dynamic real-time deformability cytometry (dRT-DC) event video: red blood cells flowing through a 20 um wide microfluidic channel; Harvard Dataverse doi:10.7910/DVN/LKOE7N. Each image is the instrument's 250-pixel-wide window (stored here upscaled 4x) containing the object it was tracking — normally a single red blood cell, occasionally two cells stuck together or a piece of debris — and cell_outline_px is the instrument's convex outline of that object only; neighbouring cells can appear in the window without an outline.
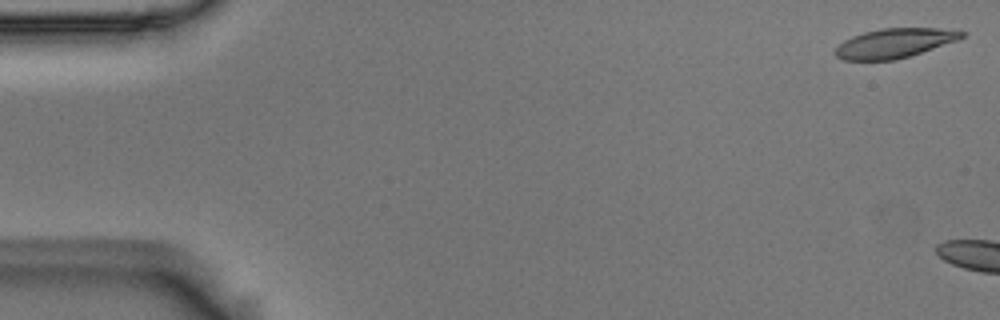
{"species": "Egyptian fruit bat (a non-hibernating species)", "species_latin": "Rousettus aegyptiacus", "temperature_condition": "room temperature", "stored_images_in_passage": 5, "camera_frame_rate_fps": 3000, "um_per_image_px": 0.085, "animal": {"sex": "male"}, "frame": {"image": 1, "passage_image": 1, "time_ms": 0.0, "image_size_px": [1000, 320], "cell_outline_px": [[968, 32], [964, 36], [956, 40], [896, 60], [844, 60], [836, 56], [836, 48], [844, 40], [852, 36], [864, 32], [880, 28], [940, 28]], "centroid_in_image_um": [76.01, 3.66], "position_along_channel_um": 9.0, "area_um2": 21.39}}